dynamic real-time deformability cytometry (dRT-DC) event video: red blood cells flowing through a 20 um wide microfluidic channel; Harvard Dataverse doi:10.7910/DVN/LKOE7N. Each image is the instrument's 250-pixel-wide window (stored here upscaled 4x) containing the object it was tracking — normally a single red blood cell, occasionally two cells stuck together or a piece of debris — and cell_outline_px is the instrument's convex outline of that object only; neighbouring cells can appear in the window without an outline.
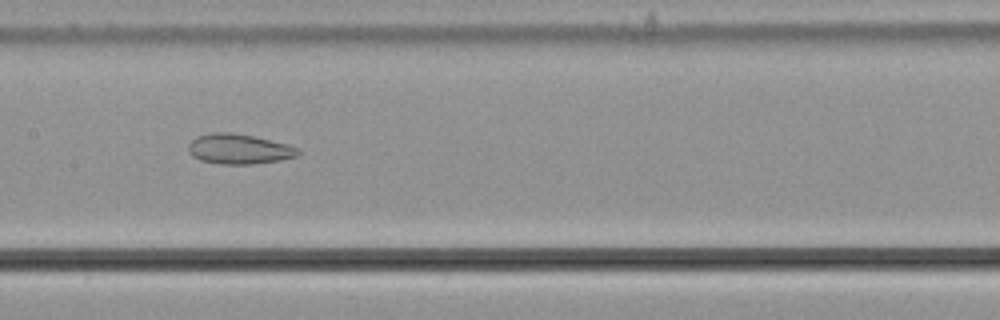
{"species": "common noctule bat (a hibernating species)", "species_latin": "Nyctalus noctula", "temperature_condition": "cold", "stored_images_in_passage": 56, "camera_frame_rate_fps": 3000, "um_per_image_px": 0.085, "animal": {"sex": "male", "body_mass_g": 21.5, "forearm_length_mm": 52.0}, "frame": {"image": 1, "passage_image": 28, "time_ms": 9.0, "image_size_px": [1000, 320], "cell_outline_px": [[300, 152], [296, 156], [280, 160], [252, 164], [220, 164], [200, 160], [192, 156], [188, 152], [188, 144], [196, 136], [212, 132], [232, 132], [252, 136], [284, 144], [296, 148]], "centroid_in_image_um": [20.23, 12.67], "position_along_channel_um": 187.2, "area_um2": 19.02}}
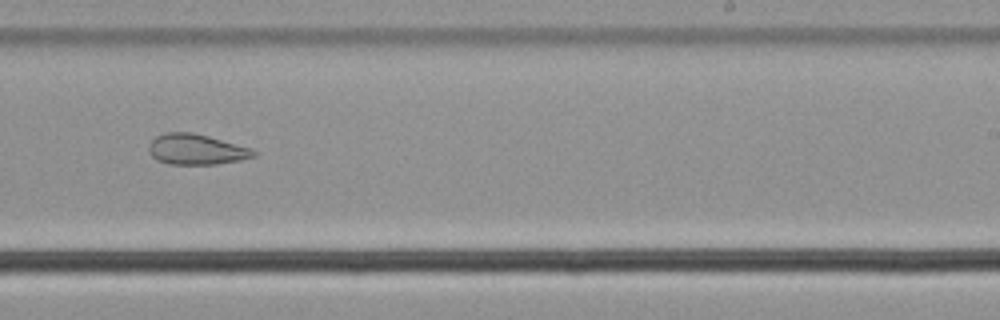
{"frame": {"image": 2, "passage_image": 35, "time_ms": 11.333, "image_size_px": [1000, 320], "cell_outline_px": [[256, 156], [240, 160], [216, 164], [168, 164], [156, 160], [152, 156], [148, 148], [152, 140], [156, 136], [164, 132], [192, 132], [208, 136], [252, 148], [256, 152]], "centroid_in_image_um": [16.68, 12.69], "position_along_channel_um": 272.3, "area_um2": 18.67}}
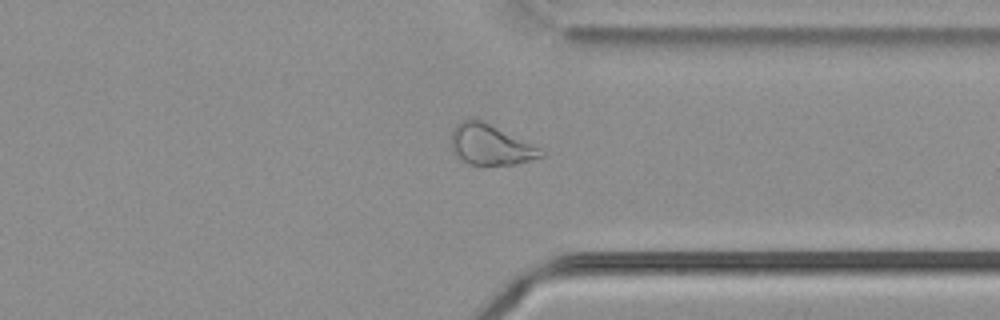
{"frame": {"image": 3, "passage_image": 43, "time_ms": 14.0, "image_size_px": [1000, 320], "cell_outline_px": [[548, 152], [544, 156], [516, 164], [480, 168], [468, 164], [452, 152], [452, 128], [460, 120], [472, 116], [476, 116]], "centroid_in_image_um": [41.67, 12.31], "position_along_channel_um": 369.7, "area_um2": 22.2}, "authors_computed_cell_mechanics": {"area_um2": 25.6343, "velocity_mm_per_s": 3.6654, "shape_relaxation_time_tau1_ms": null, "shape_relaxation_time_tau2_ms": 2.5219, "deformation_change_tau1": null, "deformation_change_tau2": 0.1021}}